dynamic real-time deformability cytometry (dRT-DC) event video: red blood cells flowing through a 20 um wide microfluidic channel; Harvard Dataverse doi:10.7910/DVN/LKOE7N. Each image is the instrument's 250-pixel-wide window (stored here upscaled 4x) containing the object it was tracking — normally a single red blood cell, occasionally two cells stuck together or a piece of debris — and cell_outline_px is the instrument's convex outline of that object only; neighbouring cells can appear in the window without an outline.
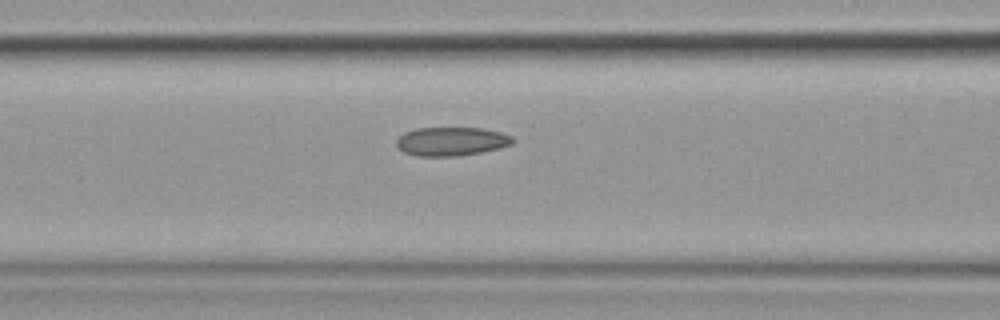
{"species": "common noctule bat (a hibernating species)", "species_latin": "Nyctalus noctula", "temperature_condition": "cold", "stored_images_in_passage": 8, "camera_frame_rate_fps": 3000, "um_per_image_px": 0.085, "animal": {"sex": "female", "body_mass_g": 19.9}, "frame": {"image": 1, "passage_image": 8, "time_ms": 9.0, "image_size_px": [1000, 320], "cell_outline_px": [[516, 140], [512, 144], [500, 148], [480, 152], [456, 156], [416, 156], [404, 152], [396, 144], [396, 140], [404, 132], [416, 128], [480, 128], [500, 132], [512, 136]], "centroid_in_image_um": [38.37, 12.02], "position_along_channel_um": 128.2, "area_um2": 19.42}}